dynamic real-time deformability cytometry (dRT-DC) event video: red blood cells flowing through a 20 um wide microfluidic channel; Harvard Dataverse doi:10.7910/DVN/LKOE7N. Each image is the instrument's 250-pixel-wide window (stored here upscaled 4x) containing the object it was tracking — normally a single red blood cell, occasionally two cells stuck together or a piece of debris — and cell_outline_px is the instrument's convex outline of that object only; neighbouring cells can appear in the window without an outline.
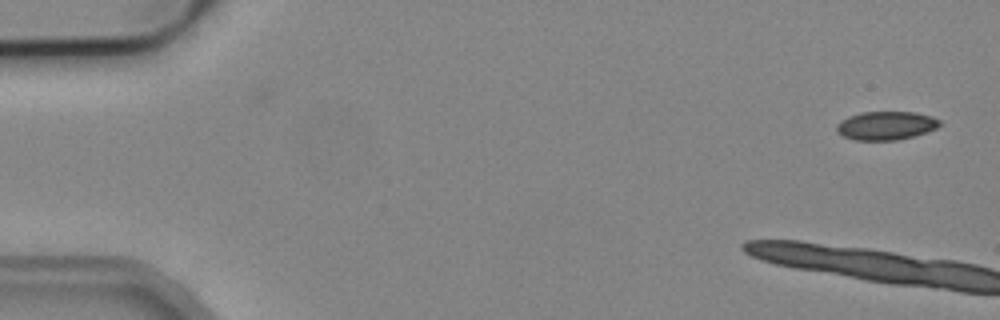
{"species": "common noctule bat (a hibernating species)", "species_latin": "Nyctalus noctula", "temperature_condition": "cold", "stored_images_in_passage": 2, "camera_frame_rate_fps": 3000, "um_per_image_px": 0.085, "animal": {"sex": "male", "body_mass_g": 19.2, "forearm_length_mm": 51.8}, "frame": {"image": 1, "passage_image": 2, "time_ms": 0.333, "image_size_px": [1000, 320], "cell_outline_px": [[940, 124], [936, 128], [928, 132], [896, 140], [856, 140], [844, 136], [836, 132], [836, 124], [840, 120], [848, 116], [860, 112], [916, 112], [932, 116], [940, 120]], "centroid_in_image_um": [75.29, 10.66], "position_along_channel_um": 9.7, "area_um2": 17.22}}